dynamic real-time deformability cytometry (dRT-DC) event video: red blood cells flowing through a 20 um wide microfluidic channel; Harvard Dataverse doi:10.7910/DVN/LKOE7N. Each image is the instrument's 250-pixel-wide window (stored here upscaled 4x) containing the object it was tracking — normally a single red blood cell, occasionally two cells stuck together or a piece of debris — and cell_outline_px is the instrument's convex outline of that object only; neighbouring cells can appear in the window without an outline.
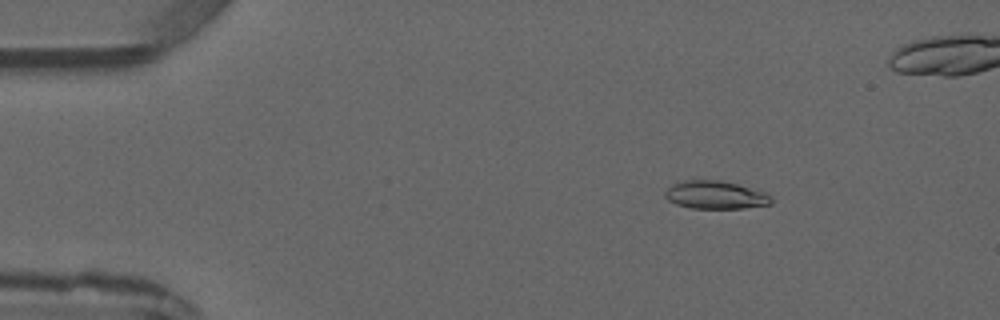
{"species": "common noctule bat (a hibernating species)", "species_latin": "Nyctalus noctula", "temperature_condition": "warm", "stored_images_in_passage": 5, "camera_frame_rate_fps": 3000, "um_per_image_px": 0.085, "animal": {"sex": "male", "forearm_length_mm": 52.5}, "frame": {"image": 1, "passage_image": 2, "time_ms": 1.333, "image_size_px": [1000, 320], "cell_outline_px": [[772, 204], [744, 208], [692, 208], [676, 204], [668, 200], [664, 196], [664, 192], [676, 180], [696, 176], [720, 180], [736, 184], [764, 192], [772, 196]], "centroid_in_image_um": [60.73, 16.51], "position_along_channel_um": 24.3, "area_um2": 18.03}}